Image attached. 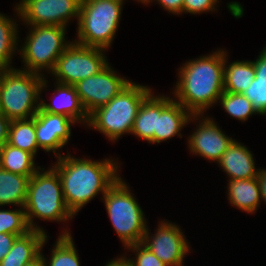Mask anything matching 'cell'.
Instances as JSON below:
<instances>
[{"instance_id":"8992f818","label":"cell","mask_w":266,"mask_h":266,"mask_svg":"<svg viewBox=\"0 0 266 266\" xmlns=\"http://www.w3.org/2000/svg\"><path fill=\"white\" fill-rule=\"evenodd\" d=\"M123 3L109 0H81L77 40L73 42L106 50L111 47L122 13Z\"/></svg>"},{"instance_id":"4fadbf2b","label":"cell","mask_w":266,"mask_h":266,"mask_svg":"<svg viewBox=\"0 0 266 266\" xmlns=\"http://www.w3.org/2000/svg\"><path fill=\"white\" fill-rule=\"evenodd\" d=\"M200 116L202 117V115H192V119L200 122L190 135L187 145L191 153L218 163L235 139L225 135L213 119L203 116L205 119L202 117L201 120Z\"/></svg>"},{"instance_id":"4316f807","label":"cell","mask_w":266,"mask_h":266,"mask_svg":"<svg viewBox=\"0 0 266 266\" xmlns=\"http://www.w3.org/2000/svg\"><path fill=\"white\" fill-rule=\"evenodd\" d=\"M17 25L15 21L0 13V68L11 69L12 56L18 48Z\"/></svg>"},{"instance_id":"9a60e30c","label":"cell","mask_w":266,"mask_h":266,"mask_svg":"<svg viewBox=\"0 0 266 266\" xmlns=\"http://www.w3.org/2000/svg\"><path fill=\"white\" fill-rule=\"evenodd\" d=\"M192 121V114L170 96H157V132H154V143H160L179 135L181 129Z\"/></svg>"},{"instance_id":"f546056e","label":"cell","mask_w":266,"mask_h":266,"mask_svg":"<svg viewBox=\"0 0 266 266\" xmlns=\"http://www.w3.org/2000/svg\"><path fill=\"white\" fill-rule=\"evenodd\" d=\"M128 250L134 251L136 260L125 257L132 266H167L158 259L153 252L142 243L127 246Z\"/></svg>"},{"instance_id":"d4e9b609","label":"cell","mask_w":266,"mask_h":266,"mask_svg":"<svg viewBox=\"0 0 266 266\" xmlns=\"http://www.w3.org/2000/svg\"><path fill=\"white\" fill-rule=\"evenodd\" d=\"M7 143L35 157L39 149L35 134V117L11 121Z\"/></svg>"},{"instance_id":"30bf717a","label":"cell","mask_w":266,"mask_h":266,"mask_svg":"<svg viewBox=\"0 0 266 266\" xmlns=\"http://www.w3.org/2000/svg\"><path fill=\"white\" fill-rule=\"evenodd\" d=\"M81 0H21L15 7L27 26L67 27L70 18L78 22Z\"/></svg>"},{"instance_id":"e0dca14e","label":"cell","mask_w":266,"mask_h":266,"mask_svg":"<svg viewBox=\"0 0 266 266\" xmlns=\"http://www.w3.org/2000/svg\"><path fill=\"white\" fill-rule=\"evenodd\" d=\"M218 165L228 174V180L252 179L258 176L251 151L234 140L224 152Z\"/></svg>"},{"instance_id":"ab89813d","label":"cell","mask_w":266,"mask_h":266,"mask_svg":"<svg viewBox=\"0 0 266 266\" xmlns=\"http://www.w3.org/2000/svg\"><path fill=\"white\" fill-rule=\"evenodd\" d=\"M109 1H115V2H118V3H123L124 2L123 0H109Z\"/></svg>"},{"instance_id":"8d00e7d4","label":"cell","mask_w":266,"mask_h":266,"mask_svg":"<svg viewBox=\"0 0 266 266\" xmlns=\"http://www.w3.org/2000/svg\"><path fill=\"white\" fill-rule=\"evenodd\" d=\"M25 266H46V265H45L43 257L39 255L32 262L26 264Z\"/></svg>"},{"instance_id":"484cf974","label":"cell","mask_w":266,"mask_h":266,"mask_svg":"<svg viewBox=\"0 0 266 266\" xmlns=\"http://www.w3.org/2000/svg\"><path fill=\"white\" fill-rule=\"evenodd\" d=\"M50 261L43 256L46 266H80L79 257L75 248L71 233L67 230L63 231L51 251Z\"/></svg>"},{"instance_id":"74e56055","label":"cell","mask_w":266,"mask_h":266,"mask_svg":"<svg viewBox=\"0 0 266 266\" xmlns=\"http://www.w3.org/2000/svg\"><path fill=\"white\" fill-rule=\"evenodd\" d=\"M5 69L0 68V93H1V84H2V77H3V72Z\"/></svg>"},{"instance_id":"d590c367","label":"cell","mask_w":266,"mask_h":266,"mask_svg":"<svg viewBox=\"0 0 266 266\" xmlns=\"http://www.w3.org/2000/svg\"><path fill=\"white\" fill-rule=\"evenodd\" d=\"M105 266H132L128 260L125 258V256L123 257H119V258H115L112 261H109Z\"/></svg>"},{"instance_id":"5bb4252c","label":"cell","mask_w":266,"mask_h":266,"mask_svg":"<svg viewBox=\"0 0 266 266\" xmlns=\"http://www.w3.org/2000/svg\"><path fill=\"white\" fill-rule=\"evenodd\" d=\"M34 117L38 147L46 152L52 151L56 157L61 156L57 151L70 140L71 126L75 121L67 116L44 112L41 109Z\"/></svg>"},{"instance_id":"f1b7e54d","label":"cell","mask_w":266,"mask_h":266,"mask_svg":"<svg viewBox=\"0 0 266 266\" xmlns=\"http://www.w3.org/2000/svg\"><path fill=\"white\" fill-rule=\"evenodd\" d=\"M24 208L0 210V233L22 236L30 231Z\"/></svg>"},{"instance_id":"e575fe53","label":"cell","mask_w":266,"mask_h":266,"mask_svg":"<svg viewBox=\"0 0 266 266\" xmlns=\"http://www.w3.org/2000/svg\"><path fill=\"white\" fill-rule=\"evenodd\" d=\"M257 180L260 187L261 200L266 203V169H260Z\"/></svg>"},{"instance_id":"d6a6232c","label":"cell","mask_w":266,"mask_h":266,"mask_svg":"<svg viewBox=\"0 0 266 266\" xmlns=\"http://www.w3.org/2000/svg\"><path fill=\"white\" fill-rule=\"evenodd\" d=\"M156 2L170 13L177 15L183 13V0H156Z\"/></svg>"},{"instance_id":"ffe728a7","label":"cell","mask_w":266,"mask_h":266,"mask_svg":"<svg viewBox=\"0 0 266 266\" xmlns=\"http://www.w3.org/2000/svg\"><path fill=\"white\" fill-rule=\"evenodd\" d=\"M31 177L14 174L0 167V206L24 207Z\"/></svg>"},{"instance_id":"ba28073f","label":"cell","mask_w":266,"mask_h":266,"mask_svg":"<svg viewBox=\"0 0 266 266\" xmlns=\"http://www.w3.org/2000/svg\"><path fill=\"white\" fill-rule=\"evenodd\" d=\"M30 27L25 44L18 49L26 67L22 70L44 76V73L40 72L47 69L46 71L51 73L57 59L71 42L65 40L66 27L58 25Z\"/></svg>"},{"instance_id":"d6986e66","label":"cell","mask_w":266,"mask_h":266,"mask_svg":"<svg viewBox=\"0 0 266 266\" xmlns=\"http://www.w3.org/2000/svg\"><path fill=\"white\" fill-rule=\"evenodd\" d=\"M228 200L233 206L254 213L260 205L261 195L257 177L252 179L229 180Z\"/></svg>"},{"instance_id":"ac0fdd59","label":"cell","mask_w":266,"mask_h":266,"mask_svg":"<svg viewBox=\"0 0 266 266\" xmlns=\"http://www.w3.org/2000/svg\"><path fill=\"white\" fill-rule=\"evenodd\" d=\"M47 240L46 232L39 230H30L19 236L0 262V266H25L40 255Z\"/></svg>"},{"instance_id":"52a82bcc","label":"cell","mask_w":266,"mask_h":266,"mask_svg":"<svg viewBox=\"0 0 266 266\" xmlns=\"http://www.w3.org/2000/svg\"><path fill=\"white\" fill-rule=\"evenodd\" d=\"M101 200L105 202L112 226L124 247L141 243L147 230L145 215L121 177Z\"/></svg>"},{"instance_id":"5b68a950","label":"cell","mask_w":266,"mask_h":266,"mask_svg":"<svg viewBox=\"0 0 266 266\" xmlns=\"http://www.w3.org/2000/svg\"><path fill=\"white\" fill-rule=\"evenodd\" d=\"M23 208L31 230L44 231L33 222L35 217L66 222L74 216L65 204L59 174L53 167L31 176Z\"/></svg>"},{"instance_id":"836d02e7","label":"cell","mask_w":266,"mask_h":266,"mask_svg":"<svg viewBox=\"0 0 266 266\" xmlns=\"http://www.w3.org/2000/svg\"><path fill=\"white\" fill-rule=\"evenodd\" d=\"M11 121L0 112V148L7 143Z\"/></svg>"},{"instance_id":"7402d4cb","label":"cell","mask_w":266,"mask_h":266,"mask_svg":"<svg viewBox=\"0 0 266 266\" xmlns=\"http://www.w3.org/2000/svg\"><path fill=\"white\" fill-rule=\"evenodd\" d=\"M34 156L8 143L0 148V167L8 172L31 177L39 169L35 166Z\"/></svg>"},{"instance_id":"8fae6325","label":"cell","mask_w":266,"mask_h":266,"mask_svg":"<svg viewBox=\"0 0 266 266\" xmlns=\"http://www.w3.org/2000/svg\"><path fill=\"white\" fill-rule=\"evenodd\" d=\"M131 82L116 74L108 64L98 74L78 81L74 87L90 115L97 108L106 105Z\"/></svg>"},{"instance_id":"83f0119b","label":"cell","mask_w":266,"mask_h":266,"mask_svg":"<svg viewBox=\"0 0 266 266\" xmlns=\"http://www.w3.org/2000/svg\"><path fill=\"white\" fill-rule=\"evenodd\" d=\"M218 101L231 117L240 121H246L250 115L258 114L249 99L241 93L224 91Z\"/></svg>"},{"instance_id":"7a4b0ae2","label":"cell","mask_w":266,"mask_h":266,"mask_svg":"<svg viewBox=\"0 0 266 266\" xmlns=\"http://www.w3.org/2000/svg\"><path fill=\"white\" fill-rule=\"evenodd\" d=\"M178 74L174 100L192 115H203L224 92V50L187 61Z\"/></svg>"},{"instance_id":"3957f363","label":"cell","mask_w":266,"mask_h":266,"mask_svg":"<svg viewBox=\"0 0 266 266\" xmlns=\"http://www.w3.org/2000/svg\"><path fill=\"white\" fill-rule=\"evenodd\" d=\"M151 91L147 86L131 82L106 105L93 111L87 125L113 142L121 135L131 134L139 108Z\"/></svg>"},{"instance_id":"44dd1931","label":"cell","mask_w":266,"mask_h":266,"mask_svg":"<svg viewBox=\"0 0 266 266\" xmlns=\"http://www.w3.org/2000/svg\"><path fill=\"white\" fill-rule=\"evenodd\" d=\"M226 52L224 51V91L242 94L255 78L253 61H234L227 65Z\"/></svg>"},{"instance_id":"603a6c76","label":"cell","mask_w":266,"mask_h":266,"mask_svg":"<svg viewBox=\"0 0 266 266\" xmlns=\"http://www.w3.org/2000/svg\"><path fill=\"white\" fill-rule=\"evenodd\" d=\"M154 132H157V96L151 93L139 108L131 134L151 144L154 143Z\"/></svg>"},{"instance_id":"f35d334b","label":"cell","mask_w":266,"mask_h":266,"mask_svg":"<svg viewBox=\"0 0 266 266\" xmlns=\"http://www.w3.org/2000/svg\"><path fill=\"white\" fill-rule=\"evenodd\" d=\"M153 0H137V2H141V3H145V4H149L150 2H152ZM156 1V0H154Z\"/></svg>"},{"instance_id":"9c48e42d","label":"cell","mask_w":266,"mask_h":266,"mask_svg":"<svg viewBox=\"0 0 266 266\" xmlns=\"http://www.w3.org/2000/svg\"><path fill=\"white\" fill-rule=\"evenodd\" d=\"M104 51L71 42L57 59L51 74L56 82L75 85L80 80L98 74L109 64Z\"/></svg>"},{"instance_id":"2e32d148","label":"cell","mask_w":266,"mask_h":266,"mask_svg":"<svg viewBox=\"0 0 266 266\" xmlns=\"http://www.w3.org/2000/svg\"><path fill=\"white\" fill-rule=\"evenodd\" d=\"M56 84L54 93H56L57 98L55 95L53 98L58 100L55 99V102L51 99L52 104H49L46 103L45 100L40 99V109L44 112L67 116L76 123L82 122L88 124L89 115L87 114L74 85L59 82H56Z\"/></svg>"},{"instance_id":"277c9868","label":"cell","mask_w":266,"mask_h":266,"mask_svg":"<svg viewBox=\"0 0 266 266\" xmlns=\"http://www.w3.org/2000/svg\"><path fill=\"white\" fill-rule=\"evenodd\" d=\"M43 75L21 69H5L0 93V112L10 121L34 117L40 109V94L47 87Z\"/></svg>"},{"instance_id":"cb8c5ba5","label":"cell","mask_w":266,"mask_h":266,"mask_svg":"<svg viewBox=\"0 0 266 266\" xmlns=\"http://www.w3.org/2000/svg\"><path fill=\"white\" fill-rule=\"evenodd\" d=\"M255 78L252 84L242 94L252 103L253 108L260 115H266V47L253 61Z\"/></svg>"},{"instance_id":"1f68e13d","label":"cell","mask_w":266,"mask_h":266,"mask_svg":"<svg viewBox=\"0 0 266 266\" xmlns=\"http://www.w3.org/2000/svg\"><path fill=\"white\" fill-rule=\"evenodd\" d=\"M16 234L0 233V262L12 248L15 240L18 238Z\"/></svg>"},{"instance_id":"4dcf8cb0","label":"cell","mask_w":266,"mask_h":266,"mask_svg":"<svg viewBox=\"0 0 266 266\" xmlns=\"http://www.w3.org/2000/svg\"><path fill=\"white\" fill-rule=\"evenodd\" d=\"M218 0H183V13L200 14L216 11Z\"/></svg>"},{"instance_id":"6da1fadb","label":"cell","mask_w":266,"mask_h":266,"mask_svg":"<svg viewBox=\"0 0 266 266\" xmlns=\"http://www.w3.org/2000/svg\"><path fill=\"white\" fill-rule=\"evenodd\" d=\"M52 166L61 181L63 197L69 211L76 215L99 192L106 191L118 180V163L112 159L92 161L74 158L68 153L57 157Z\"/></svg>"},{"instance_id":"7c38bea8","label":"cell","mask_w":266,"mask_h":266,"mask_svg":"<svg viewBox=\"0 0 266 266\" xmlns=\"http://www.w3.org/2000/svg\"><path fill=\"white\" fill-rule=\"evenodd\" d=\"M154 236L148 226L142 244L167 266H184L183 259L190 251L181 228L175 223L161 221Z\"/></svg>"}]
</instances>
